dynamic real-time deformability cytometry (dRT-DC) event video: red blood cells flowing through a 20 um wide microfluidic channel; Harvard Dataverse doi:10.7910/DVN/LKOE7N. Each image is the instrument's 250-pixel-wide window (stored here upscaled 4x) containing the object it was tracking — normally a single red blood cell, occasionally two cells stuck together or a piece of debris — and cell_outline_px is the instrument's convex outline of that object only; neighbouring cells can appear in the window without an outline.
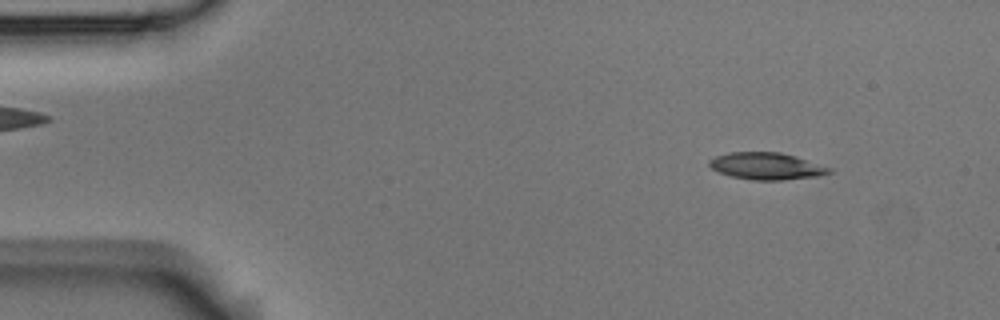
{"species": "Egyptian fruit bat (a non-hibernating species)", "species_latin": "Rousettus aegyptiacus", "temperature_condition": "room temperature", "stored_images_in_passage": 4, "camera_frame_rate_fps": 3000, "um_per_image_px": 0.085, "animal": {"sex": "male"}, "frame": {"image": 1, "passage_image": 1, "time_ms": 0.0, "image_size_px": [1000, 320], "cell_outline_px": [[832, 172], [816, 176], [780, 180], [752, 180], [732, 176], [720, 172], [712, 168], [708, 164], [708, 160], [716, 156], [728, 152], [780, 152], [796, 156], [832, 168]], "centroid_in_image_um": [65.14, 14.11], "position_along_channel_um": 19.9, "area_um2": 18.73}}
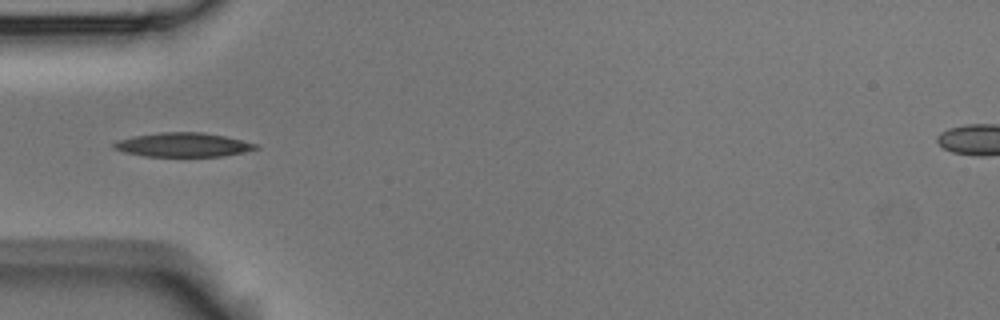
{"frame": {"image": 2, "passage_image": 4, "time_ms": 1.0, "image_size_px": [1000, 320], "cell_outline_px": [[260, 148], [244, 152], [224, 156], [144, 156], [124, 152], [112, 148], [112, 144], [116, 140], [132, 136], [160, 132], [204, 132], [224, 136], [260, 144]], "centroid_in_image_um": [15.56, 12.3], "position_along_channel_um": 69.4, "area_um2": 20.11}}